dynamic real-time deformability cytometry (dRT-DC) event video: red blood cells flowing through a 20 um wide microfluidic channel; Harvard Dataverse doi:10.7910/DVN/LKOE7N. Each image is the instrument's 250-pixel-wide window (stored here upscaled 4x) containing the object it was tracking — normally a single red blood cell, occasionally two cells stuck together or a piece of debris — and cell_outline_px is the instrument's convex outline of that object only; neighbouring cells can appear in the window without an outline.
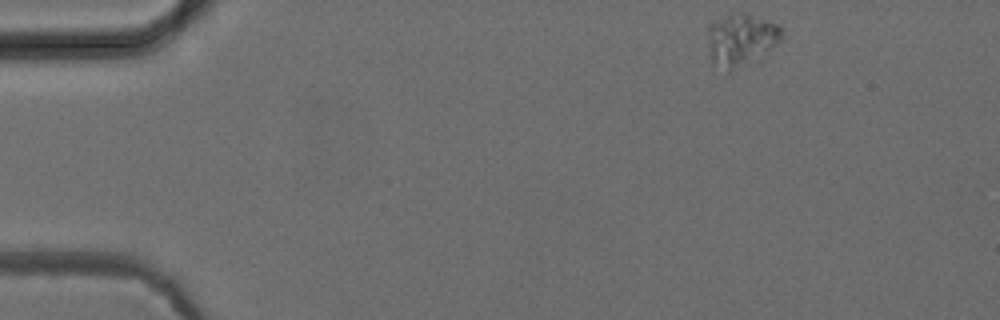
{"species": "common noctule bat (a hibernating species)", "species_latin": "Nyctalus noctula", "temperature_condition": "cold", "stored_images_in_passage": 48, "camera_frame_rate_fps": 3000, "um_per_image_px": 0.085, "animal": {"sex": "female", "body_mass_g": 24.6, "forearm_length_mm": 56.2}, "frame": {"image": 1, "passage_image": 1, "time_ms": 0.0, "image_size_px": [1000, 320], "cell_outline_px": [[784, 32], [780, 40], [772, 48], [728, 72], [712, 68], [708, 52], [708, 24], [712, 20], [744, 12], [776, 24]], "centroid_in_image_um": [62.89, 3.39], "position_along_channel_um": 22.1, "area_um2": 22.37}}
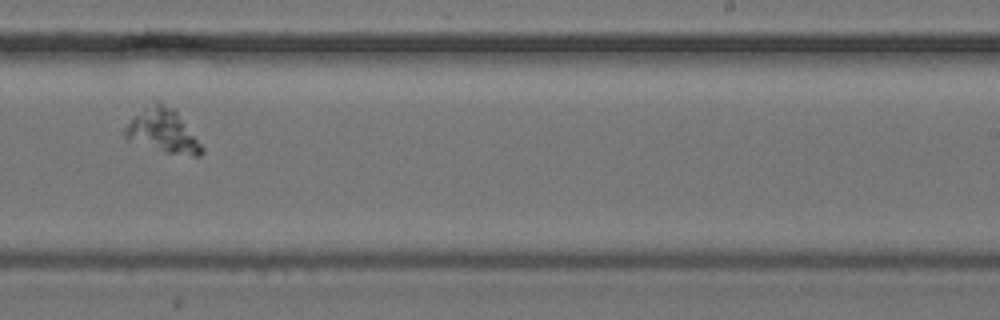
{"frame": {"image": 2, "passage_image": 28, "time_ms": 9.0, "image_size_px": [1000, 320], "cell_outline_px": [[204, 152], [200, 156], [192, 156], [168, 152], [128, 140], [124, 136], [124, 128], [144, 108], [156, 104], [160, 104], [172, 108], [176, 112], [204, 148]], "centroid_in_image_um": [13.86, 11.18], "position_along_channel_um": 275.1, "area_um2": 18.44}}
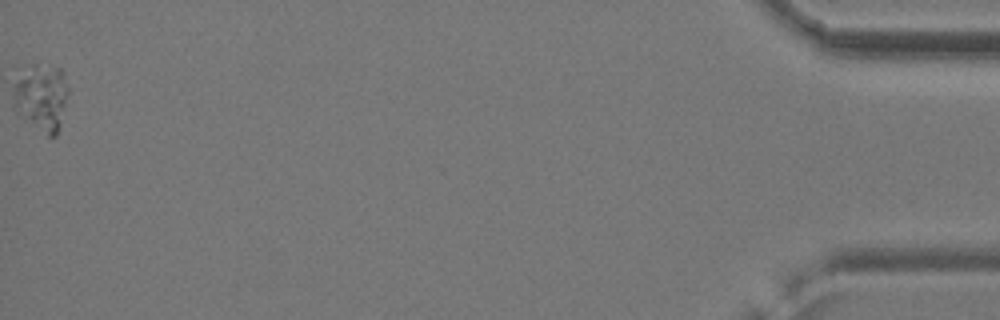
{"frame": {"image": 3, "passage_image": 48, "time_ms": 15.667, "image_size_px": [1000, 320], "cell_outline_px": [[68, 92], [60, 124], [56, 136], [48, 136], [16, 104], [12, 84], [12, 80], [32, 64], [36, 64], [60, 68], [64, 72], [68, 88]], "centroid_in_image_um": [3.58, 8.15], "position_along_channel_um": 431.6, "area_um2": 20.29}}